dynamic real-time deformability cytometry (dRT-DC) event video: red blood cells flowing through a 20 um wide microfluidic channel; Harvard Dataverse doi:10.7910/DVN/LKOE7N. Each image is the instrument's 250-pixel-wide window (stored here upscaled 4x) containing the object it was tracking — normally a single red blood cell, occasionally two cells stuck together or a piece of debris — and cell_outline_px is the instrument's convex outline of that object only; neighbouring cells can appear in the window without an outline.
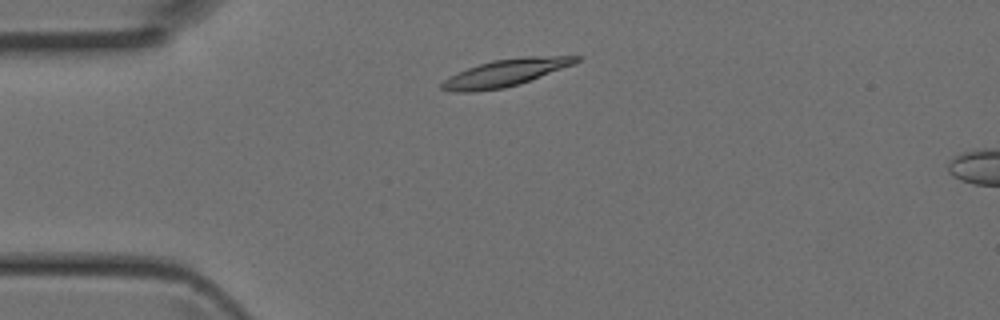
{"species": "Egyptian fruit bat (a non-hibernating species)", "species_latin": "Rousettus aegyptiacus", "temperature_condition": "room temperature", "stored_images_in_passage": 3, "camera_frame_rate_fps": 3000, "um_per_image_px": 0.085, "animal": {"sex": "female"}, "frame": {"image": 1, "passage_image": 2, "time_ms": 0.333, "image_size_px": [1000, 320], "cell_outline_px": [[584, 56], [580, 60], [572, 64], [520, 84], [504, 88], [472, 92], [456, 92], [440, 88], [440, 84], [444, 80], [468, 68], [492, 60], [524, 56]], "centroid_in_image_um": [42.97, 6.19], "position_along_channel_um": 42.0, "area_um2": 20.87}}